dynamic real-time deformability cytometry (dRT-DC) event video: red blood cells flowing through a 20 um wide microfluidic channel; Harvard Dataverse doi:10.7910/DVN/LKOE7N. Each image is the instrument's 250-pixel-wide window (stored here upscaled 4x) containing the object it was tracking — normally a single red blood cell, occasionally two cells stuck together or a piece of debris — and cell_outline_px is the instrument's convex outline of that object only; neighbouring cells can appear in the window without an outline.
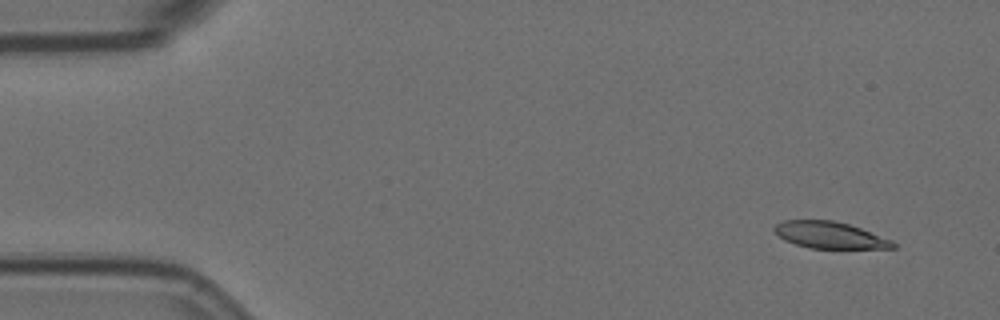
{"species": "Egyptian fruit bat (a non-hibernating species)", "species_latin": "Rousettus aegyptiacus", "temperature_condition": "room temperature", "stored_images_in_passage": 4, "camera_frame_rate_fps": 3000, "um_per_image_px": 0.085, "animal": {"sex": "female"}, "frame": {"image": 1, "passage_image": 2, "time_ms": 0.333, "image_size_px": [1000, 320], "cell_outline_px": [[896, 248], [808, 248], [784, 240], [772, 228], [776, 224], [784, 220], [832, 220], [848, 224], [860, 228], [892, 240], [896, 244]], "centroid_in_image_um": [70.52, 19.98], "position_along_channel_um": 14.5, "area_um2": 18.26}}